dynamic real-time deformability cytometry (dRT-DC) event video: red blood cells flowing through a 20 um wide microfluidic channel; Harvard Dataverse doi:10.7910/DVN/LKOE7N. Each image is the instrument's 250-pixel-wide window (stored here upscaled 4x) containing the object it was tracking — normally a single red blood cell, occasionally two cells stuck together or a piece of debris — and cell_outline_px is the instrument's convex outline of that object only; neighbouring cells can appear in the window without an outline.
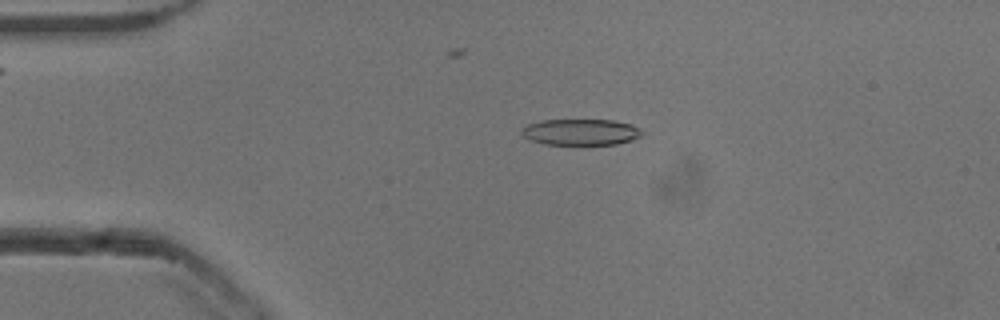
{"species": "common noctule bat (a hibernating species)", "species_latin": "Nyctalus noctula", "temperature_condition": "cold", "stored_images_in_passage": 54, "camera_frame_rate_fps": 3000, "um_per_image_px": 0.085, "animal": {"sex": "male", "body_mass_g": 13.3}, "frame": {"image": 1, "passage_image": 11, "time_ms": 3.333, "image_size_px": [1000, 320], "cell_outline_px": [[644, 132], [640, 136], [632, 140], [616, 144], [544, 144], [532, 140], [524, 136], [520, 132], [528, 124], [540, 120], [612, 120], [632, 124], [640, 128]], "centroid_in_image_um": [49.4, 11.22], "position_along_channel_um": 35.6, "area_um2": 18.26}}
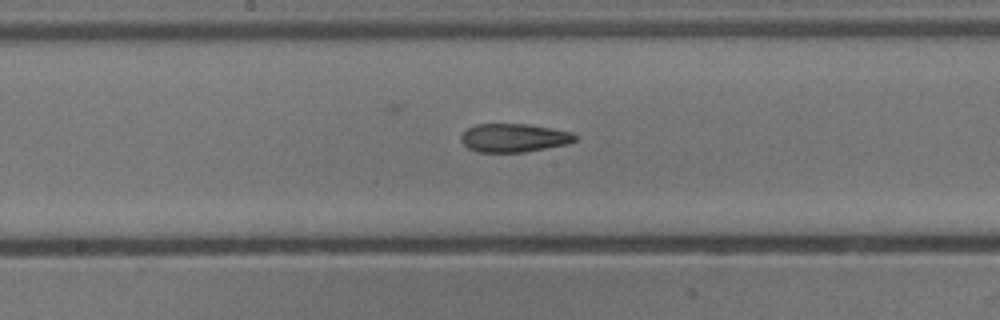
{"frame": {"image": 2, "passage_image": 27, "time_ms": 8.667, "image_size_px": [1000, 320], "cell_outline_px": [[576, 140], [568, 144], [524, 152], [476, 152], [468, 148], [460, 140], [460, 136], [468, 128], [476, 124], [528, 124], [552, 128], [572, 132], [576, 136]], "centroid_in_image_um": [43.68, 11.72], "position_along_channel_um": 204.5, "area_um2": 18.96}}
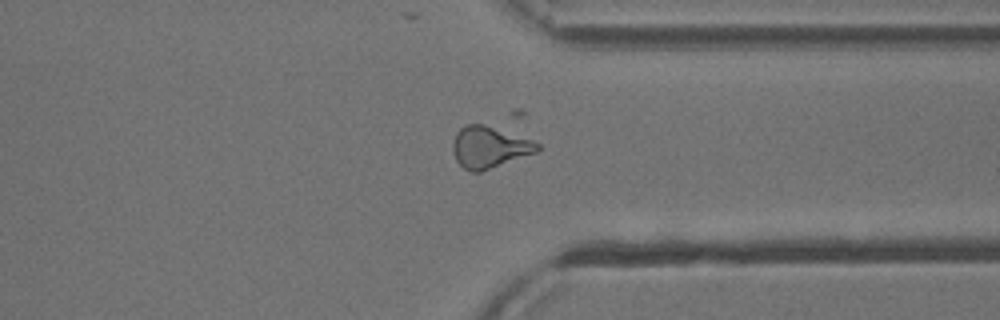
{"frame": {"image": 3, "passage_image": 40, "time_ms": 13.0, "image_size_px": [1000, 320], "cell_outline_px": [[540, 148], [536, 152], [480, 172], [472, 172], [464, 168], [456, 160], [452, 152], [452, 144], [456, 132], [460, 128], [468, 124], [484, 124], [532, 140], [540, 144]], "centroid_in_image_um": [41.56, 12.51], "position_along_channel_um": 369.8, "area_um2": 20.29}}